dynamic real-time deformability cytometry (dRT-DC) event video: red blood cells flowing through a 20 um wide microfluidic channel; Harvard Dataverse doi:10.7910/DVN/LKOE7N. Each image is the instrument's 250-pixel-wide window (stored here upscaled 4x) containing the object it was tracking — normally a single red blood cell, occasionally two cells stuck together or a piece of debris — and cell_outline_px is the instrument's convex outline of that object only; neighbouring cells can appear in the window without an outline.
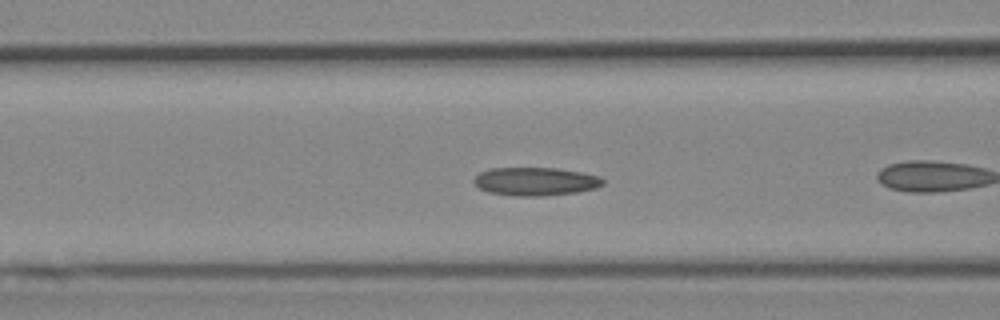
{"species": "Egyptian fruit bat (a non-hibernating species)", "species_latin": "Rousettus aegyptiacus", "temperature_condition": "cold", "stored_images_in_passage": 38, "camera_frame_rate_fps": 3000, "um_per_image_px": 0.085, "animal": {"sex": "female"}, "frame": {"image": 1, "passage_image": 6, "time_ms": 1.667, "image_size_px": [1000, 320], "cell_outline_px": [[604, 184], [596, 188], [576, 192], [544, 196], [516, 196], [488, 192], [480, 188], [472, 180], [480, 172], [488, 168], [556, 168], [580, 172], [600, 176], [604, 180]], "centroid_in_image_um": [45.52, 15.42], "position_along_channel_um": 121.1, "area_um2": 21.27}}
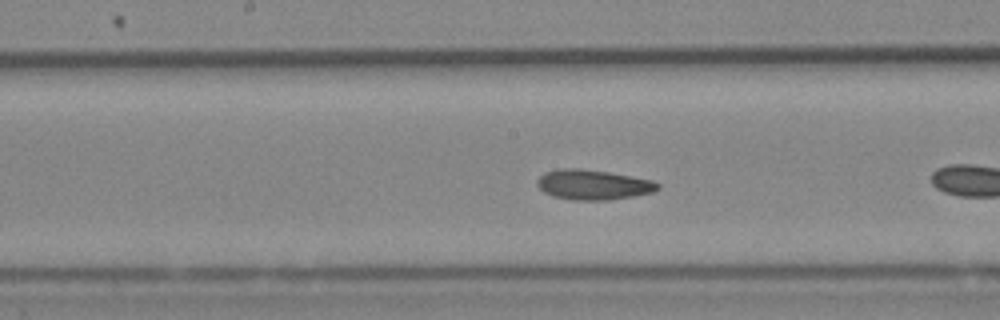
{"frame": {"image": 2, "passage_image": 12, "time_ms": 3.667, "image_size_px": [1000, 320], "cell_outline_px": [[660, 188], [652, 192], [632, 196], [608, 200], [572, 200], [552, 196], [544, 192], [536, 184], [536, 180], [544, 172], [556, 168], [580, 168], [608, 172], [652, 180], [660, 184]], "centroid_in_image_um": [50.37, 15.69], "position_along_channel_um": 197.8, "area_um2": 21.15}, "authors_computed_cell_mechanics": {"area_um2": 20.6346, "velocity_mm_per_s": 3.8513, "shape_relaxation_time_tau1_ms": 4.684, "shape_relaxation_time_tau2_ms": 1.6036, "deformation_change_tau1": 0.134, "deformation_change_tau2": 0.0766}}